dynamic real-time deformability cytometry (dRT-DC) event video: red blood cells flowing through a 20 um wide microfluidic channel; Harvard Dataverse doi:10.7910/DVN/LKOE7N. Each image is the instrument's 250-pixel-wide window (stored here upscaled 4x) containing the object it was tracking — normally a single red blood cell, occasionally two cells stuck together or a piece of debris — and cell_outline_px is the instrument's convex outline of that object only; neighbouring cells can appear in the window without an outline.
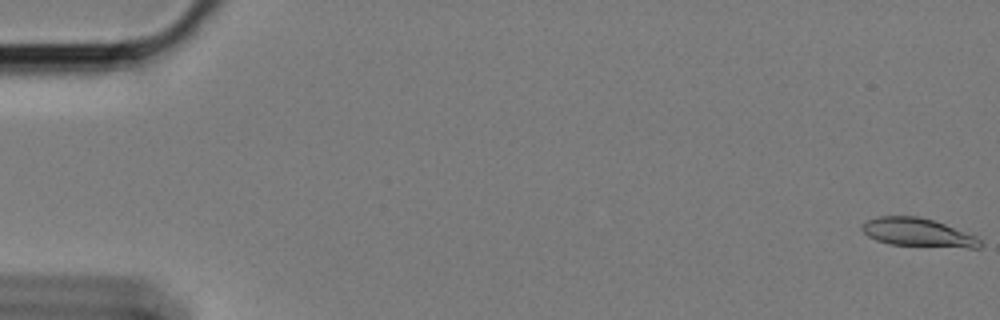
{"species": "Egyptian fruit bat (a non-hibernating species)", "species_latin": "Rousettus aegyptiacus", "temperature_condition": "cold", "stored_images_in_passage": 60, "camera_frame_rate_fps": 3000, "um_per_image_px": 0.085, "animal": {"sex": "female"}, "frame": {"image": 1, "passage_image": 1, "time_ms": 0.0, "image_size_px": [1000, 320], "cell_outline_px": [[984, 244], [980, 248], [968, 248], [888, 244], [876, 240], [868, 236], [860, 228], [860, 224], [868, 220], [880, 216], [916, 216], [932, 220], [944, 224], [976, 236]], "centroid_in_image_um": [78.01, 19.77], "position_along_channel_um": 7.0, "area_um2": 19.54}}
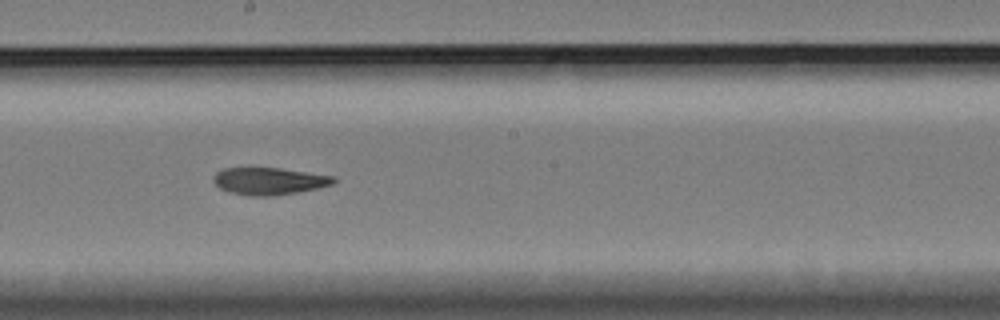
{"frame": {"image": 2, "passage_image": 34, "time_ms": 11.0, "image_size_px": [1000, 320], "cell_outline_px": [[336, 180], [332, 184], [316, 188], [276, 196], [248, 196], [232, 192], [220, 188], [212, 180], [212, 176], [216, 172], [224, 168], [280, 168], [336, 176]], "centroid_in_image_um": [22.87, 15.39], "position_along_channel_um": 225.3, "area_um2": 19.02}}
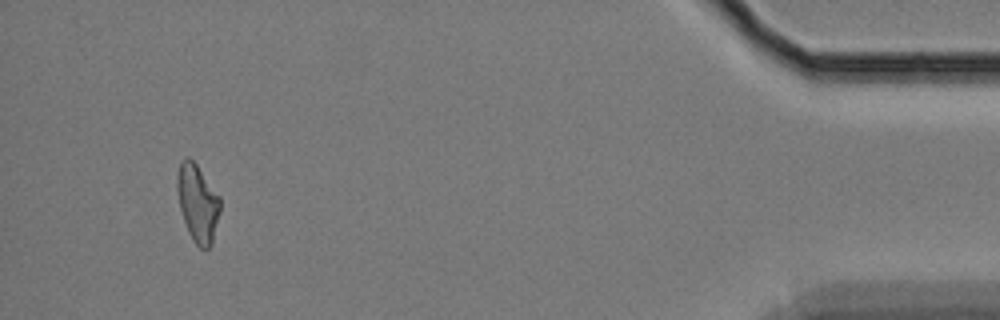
{"frame": {"image": 3, "passage_image": 57, "time_ms": 18.667, "image_size_px": [1000, 320], "cell_outline_px": [[220, 212], [212, 244], [208, 248], [200, 248], [192, 240], [188, 232], [180, 208], [176, 188], [176, 176], [180, 160], [184, 156], [188, 156], [196, 164], [220, 196]], "centroid_in_image_um": [16.79, 17.23], "position_along_channel_um": 418.4, "area_um2": 19.59}, "authors_computed_cell_mechanics": {"area_um2": 19.7098, "velocity_mm_per_s": 3.3966, "shape_relaxation_time_tau1_ms": 10.3482, "shape_relaxation_time_tau2_ms": 8.6124, "deformation_change_tau1": 0.2192, "deformation_change_tau2": 0.183}}